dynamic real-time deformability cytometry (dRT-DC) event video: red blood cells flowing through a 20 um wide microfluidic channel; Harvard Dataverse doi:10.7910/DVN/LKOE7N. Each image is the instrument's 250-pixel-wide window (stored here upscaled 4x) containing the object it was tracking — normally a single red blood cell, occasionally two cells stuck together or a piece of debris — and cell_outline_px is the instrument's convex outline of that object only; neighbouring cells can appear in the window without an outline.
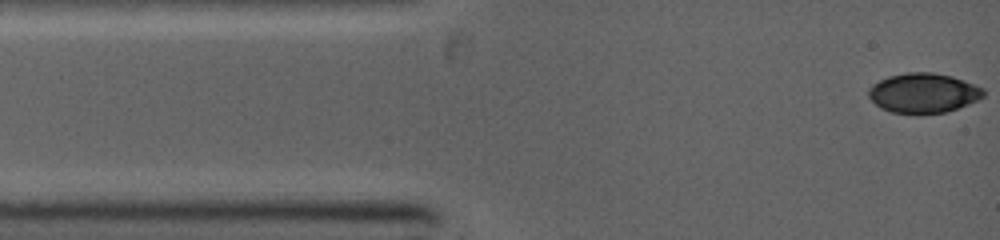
{"species": "common noctule bat (a hibernating species)", "species_latin": "Nyctalus noctula", "temperature_condition": "warm", "stored_images_in_passage": 61, "camera_frame_rate_fps": 5000, "um_per_image_px": 0.085, "animal": {"sex": "female", "body_mass_g": 19.0, "forearm_length_mm": 53.3}, "frame": {"image": 1, "passage_image": 1, "time_ms": 0.0, "image_size_px": [1000, 240], "cell_outline_px": [[984, 96], [968, 104], [944, 112], [892, 112], [880, 108], [868, 96], [868, 88], [872, 84], [888, 76], [908, 72], [932, 72], [952, 76], [976, 84], [984, 88]], "centroid_in_image_um": [78.48, 7.87], "position_along_channel_um": 6.5, "area_um2": 26.3}}
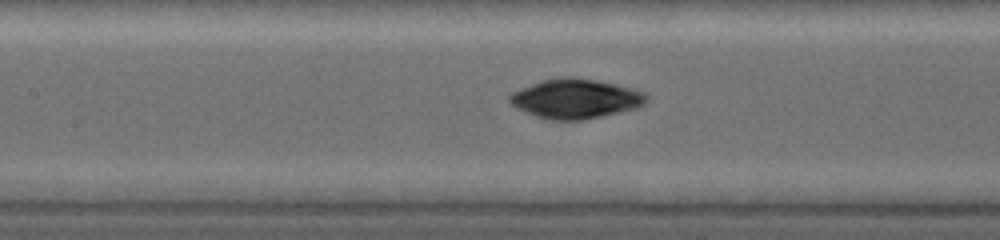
{"frame": {"image": 2, "passage_image": 27, "time_ms": 4.6, "image_size_px": [1000, 240], "cell_outline_px": [[648, 100], [644, 104], [636, 108], [600, 116], [580, 120], [548, 120], [536, 116], [512, 104], [508, 100], [508, 96], [512, 92], [520, 88], [540, 80], [556, 76], [568, 76], [596, 80], [636, 88], [644, 92], [648, 96]], "centroid_in_image_um": [48.93, 8.36], "position_along_channel_um": 158.5, "area_um2": 31.62}}
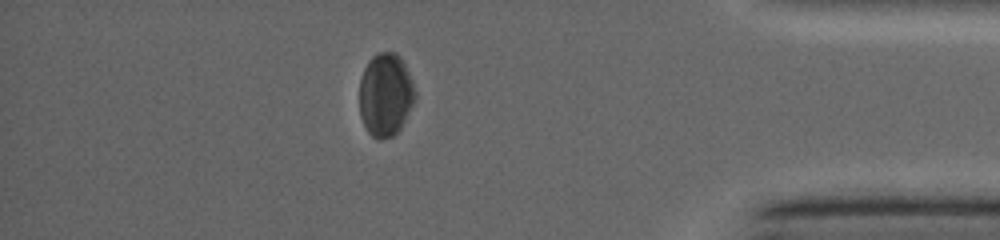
{"frame": {"image": 3, "passage_image": 53, "time_ms": 10.6, "image_size_px": [1000, 240], "cell_outline_px": [[416, 100], [400, 128], [392, 136], [380, 140], [376, 140], [368, 132], [360, 116], [360, 80], [364, 68], [368, 60], [372, 56], [380, 52], [396, 52], [400, 56], [412, 80], [416, 92]], "centroid_in_image_um": [32.77, 8.05], "position_along_channel_um": 402.4, "area_um2": 27.11}}